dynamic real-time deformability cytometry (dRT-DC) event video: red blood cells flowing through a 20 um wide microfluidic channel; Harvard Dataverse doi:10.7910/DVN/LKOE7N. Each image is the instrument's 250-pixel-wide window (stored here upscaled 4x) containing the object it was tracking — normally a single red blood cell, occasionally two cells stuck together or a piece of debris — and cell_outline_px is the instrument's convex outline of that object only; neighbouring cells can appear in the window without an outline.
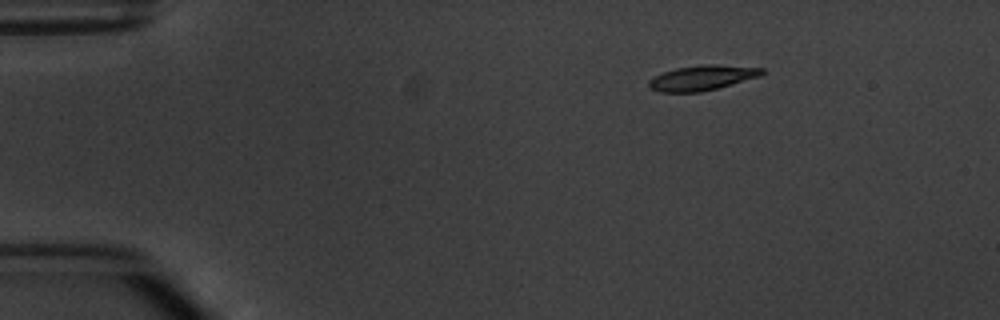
{"species": "common noctule bat (a hibernating species)", "species_latin": "Nyctalus noctula", "temperature_condition": "warm", "stored_images_in_passage": 4, "camera_frame_rate_fps": 3000, "um_per_image_px": 0.085, "animal": {"sex": "male", "body_mass_g": 20.1, "forearm_length_mm": 53.5}, "frame": {"image": 1, "passage_image": 1, "time_ms": 0.0, "image_size_px": [1000, 320], "cell_outline_px": [[764, 72], [760, 76], [732, 84], [700, 92], [660, 92], [648, 88], [648, 80], [664, 72], [676, 68], [704, 64], [716, 64], [764, 68]], "centroid_in_image_um": [59.67, 6.61], "position_along_channel_um": 25.3, "area_um2": 16.42}}
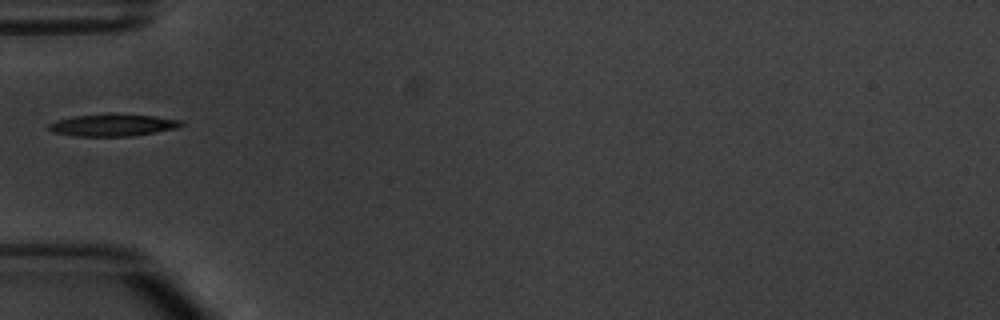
{"frame": {"image": 2, "passage_image": 4, "time_ms": 3.333, "image_size_px": [1000, 320], "cell_outline_px": [[184, 124], [176, 128], [128, 136], [76, 136], [52, 132], [48, 128], [48, 124], [56, 120], [72, 116], [156, 116], [180, 120]], "centroid_in_image_um": [9.53, 10.66], "position_along_channel_um": 75.5, "area_um2": 16.07}}